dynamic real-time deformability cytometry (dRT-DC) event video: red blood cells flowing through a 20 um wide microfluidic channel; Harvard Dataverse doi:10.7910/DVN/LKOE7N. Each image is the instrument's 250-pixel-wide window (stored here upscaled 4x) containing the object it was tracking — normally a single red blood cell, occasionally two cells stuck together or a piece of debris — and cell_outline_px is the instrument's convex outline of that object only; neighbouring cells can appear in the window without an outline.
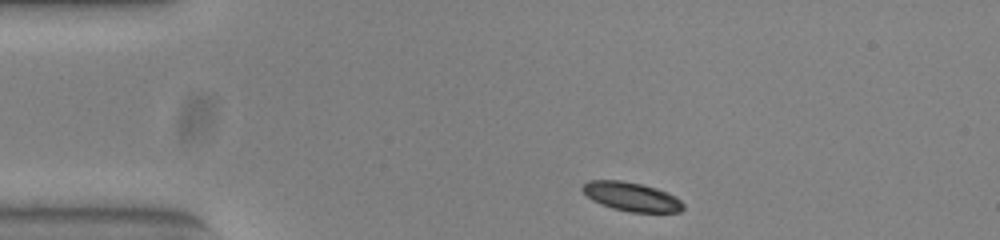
{"species": "common noctule bat (a hibernating species)", "species_latin": "Nyctalus noctula", "temperature_condition": "warm", "stored_images_in_passage": 44, "camera_frame_rate_fps": 3000, "um_per_image_px": 0.085, "animal": {"sex": "female", "body_mass_g": 23.0, "forearm_length_mm": 53.4}, "frame": {"image": 1, "passage_image": 1, "time_ms": 0.0, "image_size_px": [1000, 240], "cell_outline_px": [[684, 208], [680, 212], [628, 212], [612, 208], [600, 204], [592, 200], [580, 188], [588, 180], [620, 180], [640, 184], [656, 188], [668, 192], [676, 196], [684, 204]], "centroid_in_image_um": [53.68, 16.72], "position_along_channel_um": 31.3, "area_um2": 17.05}}
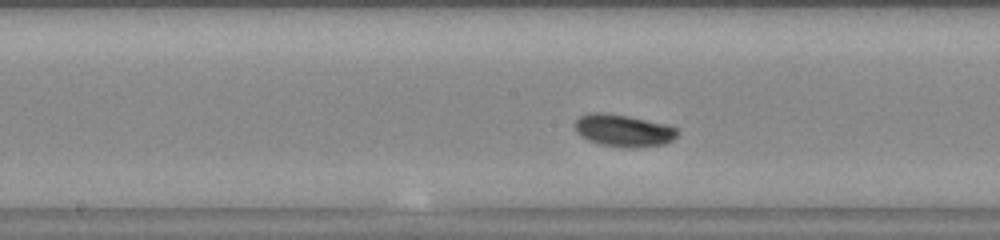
{"frame": {"image": 2, "passage_image": 18, "time_ms": 5.667, "image_size_px": [1000, 240], "cell_outline_px": [[680, 132], [672, 140], [664, 144], [636, 148], [632, 148], [600, 144], [588, 140], [580, 136], [576, 132], [576, 120], [580, 116], [592, 112], [600, 112], [628, 116], [664, 124], [676, 128]], "centroid_in_image_um": [52.99, 11.1], "position_along_channel_um": 195.2, "area_um2": 19.07}}
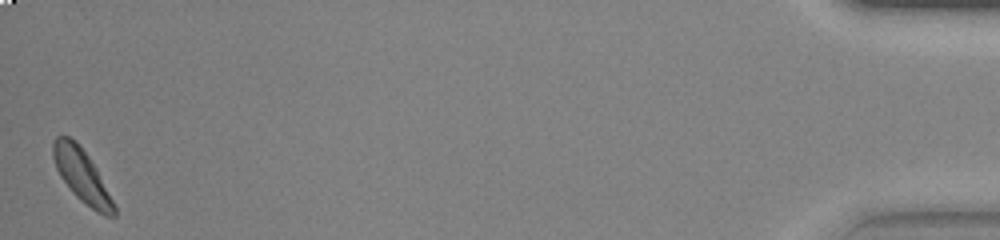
{"frame": {"image": 3, "passage_image": 44, "time_ms": 14.333, "image_size_px": [1000, 240], "cell_outline_px": [[116, 216], [104, 216], [96, 212], [80, 200], [72, 192], [60, 176], [56, 168], [52, 156], [52, 144], [56, 136], [68, 136], [76, 140], [80, 144], [96, 168], [116, 204]], "centroid_in_image_um": [6.97, 14.94], "position_along_channel_um": 428.2, "area_um2": 19.02}, "authors_computed_cell_mechanics": {"area_um2": 18.2937, "velocity_mm_per_s": 3.8043, "shape_relaxation_time_tau1_ms": 2.1446, "shape_relaxation_time_tau2_ms": null, "deformation_change_tau1": 0.0851, "deformation_change_tau2": null}}